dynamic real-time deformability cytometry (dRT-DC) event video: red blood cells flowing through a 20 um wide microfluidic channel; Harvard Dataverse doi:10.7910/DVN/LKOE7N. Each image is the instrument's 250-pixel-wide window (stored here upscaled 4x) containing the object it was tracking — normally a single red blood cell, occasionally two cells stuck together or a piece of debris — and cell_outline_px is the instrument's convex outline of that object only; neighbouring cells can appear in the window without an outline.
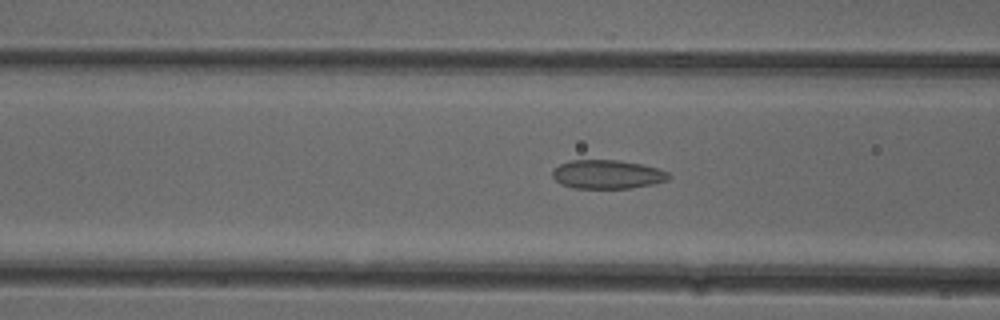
{"species": "common noctule bat (a hibernating species)", "species_latin": "Nyctalus noctula", "temperature_condition": "cold", "stored_images_in_passage": 43, "camera_frame_rate_fps": 3000, "um_per_image_px": 0.085, "animal": {"sex": "female"}, "frame": {"image": 1, "passage_image": 18, "time_ms": 5.667, "image_size_px": [1000, 320], "cell_outline_px": [[672, 176], [668, 180], [652, 184], [628, 188], [572, 188], [560, 184], [552, 176], [552, 172], [560, 164], [568, 160], [616, 160], [640, 164], [656, 168], [668, 172]], "centroid_in_image_um": [51.6, 14.82], "position_along_channel_um": 115.0, "area_um2": 19.42}}
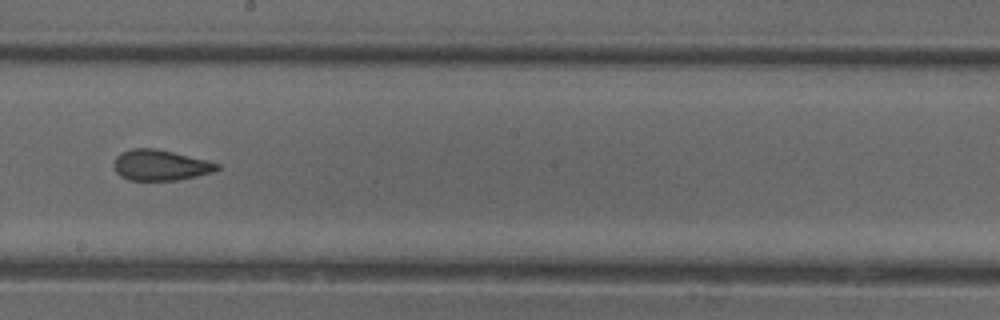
{"frame": {"image": 2, "passage_image": 27, "time_ms": 8.667, "image_size_px": [1000, 320], "cell_outline_px": [[220, 168], [212, 172], [196, 176], [176, 180], [128, 180], [120, 176], [116, 172], [112, 164], [116, 156], [120, 152], [132, 148], [156, 148], [220, 164]], "centroid_in_image_um": [13.56, 14.04], "position_along_channel_um": 234.6, "area_um2": 18.38}}
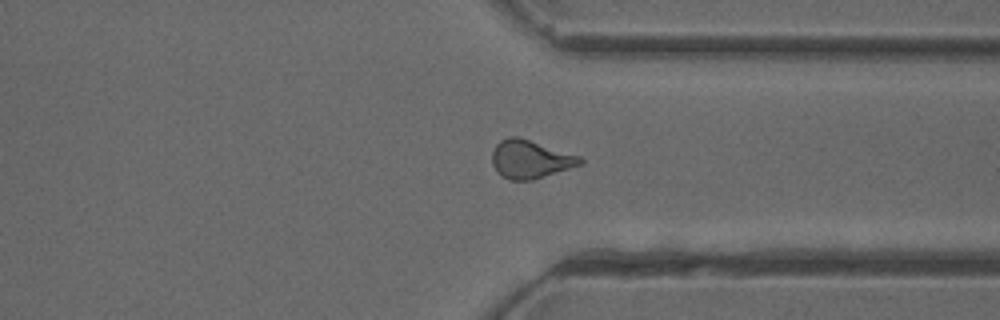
{"frame": {"image": 3, "passage_image": 37, "time_ms": 12.0, "image_size_px": [1000, 320], "cell_outline_px": [[584, 164], [532, 180], [508, 180], [492, 164], [492, 152], [496, 144], [500, 140], [508, 136], [516, 136], [580, 156], [584, 160]], "centroid_in_image_um": [45.09, 13.53], "position_along_channel_um": 366.3, "area_um2": 19.42}, "authors_computed_cell_mechanics": {"area_um2": 19.2474, "velocity_mm_per_s": 3.9798, "shape_relaxation_time_tau1_ms": null, "shape_relaxation_time_tau2_ms": 1.4352, "deformation_change_tau1": null, "deformation_change_tau2": 0.0963}}